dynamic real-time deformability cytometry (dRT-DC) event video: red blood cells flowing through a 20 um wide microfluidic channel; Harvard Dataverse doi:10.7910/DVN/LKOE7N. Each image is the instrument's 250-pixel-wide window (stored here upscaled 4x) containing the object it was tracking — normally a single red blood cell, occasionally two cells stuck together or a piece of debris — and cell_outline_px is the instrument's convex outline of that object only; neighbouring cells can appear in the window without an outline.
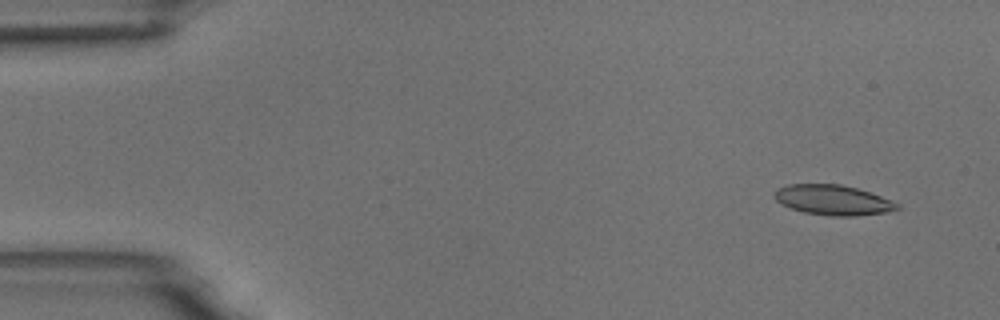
{"species": "common noctule bat (a hibernating species)", "species_latin": "Nyctalus noctula", "temperature_condition": "room temperature", "stored_images_in_passage": 5, "camera_frame_rate_fps": 3000, "um_per_image_px": 0.085, "animal": {"sex": "male", "body_mass_g": 18.8}, "frame": {"image": 1, "passage_image": 1, "time_ms": 0.0, "image_size_px": [1000, 320], "cell_outline_px": [[900, 208], [884, 212], [856, 216], [832, 216], [804, 212], [780, 204], [772, 196], [776, 188], [788, 184], [840, 184], [856, 188], [880, 196], [900, 204]], "centroid_in_image_um": [70.74, 16.99], "position_along_channel_um": 14.3, "area_um2": 21.44}}
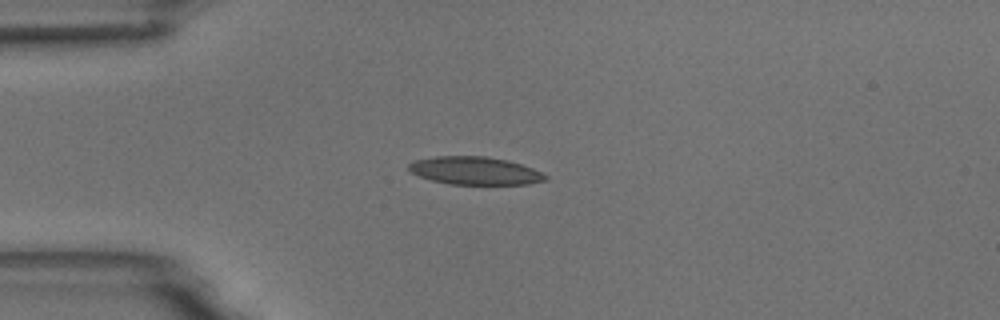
{"frame": {"image": 2, "passage_image": 4, "time_ms": 3.333, "image_size_px": [1000, 320], "cell_outline_px": [[548, 180], [528, 184], [448, 184], [432, 180], [420, 176], [412, 172], [408, 168], [408, 164], [416, 160], [436, 156], [484, 156], [508, 160], [532, 168], [548, 176]], "centroid_in_image_um": [40.39, 14.51], "position_along_channel_um": 44.6, "area_um2": 22.08}}
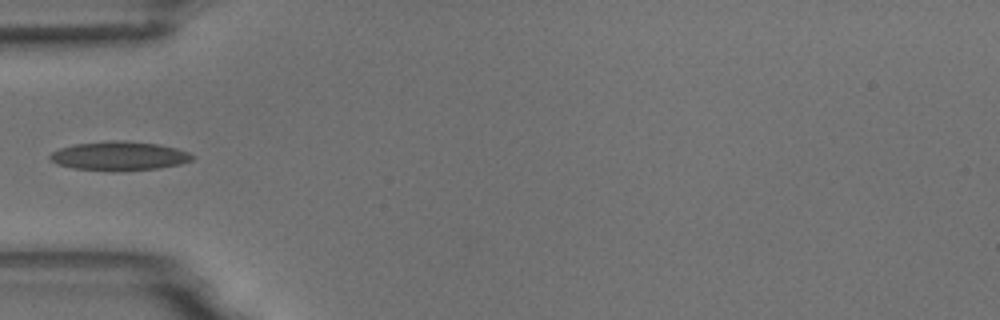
{"frame": {"image": 3, "passage_image": 5, "time_ms": 4.667, "image_size_px": [1000, 320], "cell_outline_px": [[196, 156], [192, 160], [180, 164], [160, 168], [72, 168], [56, 164], [48, 156], [52, 152], [60, 148], [76, 144], [108, 140], [124, 140], [160, 144], [176, 148], [188, 152]], "centroid_in_image_um": [10.16, 13.2], "position_along_channel_um": 74.8, "area_um2": 23.12}}